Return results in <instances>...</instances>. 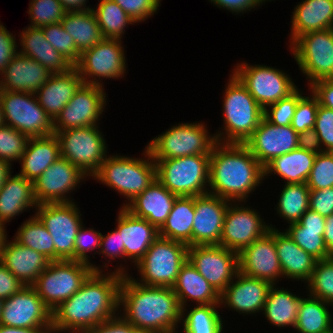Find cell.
Segmentation results:
<instances>
[{
  "label": "cell",
  "instance_id": "cell-1",
  "mask_svg": "<svg viewBox=\"0 0 333 333\" xmlns=\"http://www.w3.org/2000/svg\"><path fill=\"white\" fill-rule=\"evenodd\" d=\"M126 267L121 263L113 272L93 271L76 293L52 311V333H85L118 315L120 285L123 275L129 274Z\"/></svg>",
  "mask_w": 333,
  "mask_h": 333
},
{
  "label": "cell",
  "instance_id": "cell-2",
  "mask_svg": "<svg viewBox=\"0 0 333 333\" xmlns=\"http://www.w3.org/2000/svg\"><path fill=\"white\" fill-rule=\"evenodd\" d=\"M119 311L124 319L144 333L179 331L182 308L173 289L143 285L134 281L132 274L123 275Z\"/></svg>",
  "mask_w": 333,
  "mask_h": 333
},
{
  "label": "cell",
  "instance_id": "cell-3",
  "mask_svg": "<svg viewBox=\"0 0 333 333\" xmlns=\"http://www.w3.org/2000/svg\"><path fill=\"white\" fill-rule=\"evenodd\" d=\"M264 180V167L245 144H214L210 153L208 193L230 202H247Z\"/></svg>",
  "mask_w": 333,
  "mask_h": 333
},
{
  "label": "cell",
  "instance_id": "cell-4",
  "mask_svg": "<svg viewBox=\"0 0 333 333\" xmlns=\"http://www.w3.org/2000/svg\"><path fill=\"white\" fill-rule=\"evenodd\" d=\"M223 93L224 126L214 134L216 142L244 144L264 117V109L232 72Z\"/></svg>",
  "mask_w": 333,
  "mask_h": 333
},
{
  "label": "cell",
  "instance_id": "cell-5",
  "mask_svg": "<svg viewBox=\"0 0 333 333\" xmlns=\"http://www.w3.org/2000/svg\"><path fill=\"white\" fill-rule=\"evenodd\" d=\"M142 153V158L109 154L91 177L126 198L122 207L128 205L156 180L155 161L147 147Z\"/></svg>",
  "mask_w": 333,
  "mask_h": 333
},
{
  "label": "cell",
  "instance_id": "cell-6",
  "mask_svg": "<svg viewBox=\"0 0 333 333\" xmlns=\"http://www.w3.org/2000/svg\"><path fill=\"white\" fill-rule=\"evenodd\" d=\"M156 179L178 197L208 193L210 155L154 160Z\"/></svg>",
  "mask_w": 333,
  "mask_h": 333
},
{
  "label": "cell",
  "instance_id": "cell-7",
  "mask_svg": "<svg viewBox=\"0 0 333 333\" xmlns=\"http://www.w3.org/2000/svg\"><path fill=\"white\" fill-rule=\"evenodd\" d=\"M188 247L159 236L134 266L140 277L134 281L147 286L172 288L182 265L188 260Z\"/></svg>",
  "mask_w": 333,
  "mask_h": 333
},
{
  "label": "cell",
  "instance_id": "cell-8",
  "mask_svg": "<svg viewBox=\"0 0 333 333\" xmlns=\"http://www.w3.org/2000/svg\"><path fill=\"white\" fill-rule=\"evenodd\" d=\"M216 143L204 122L178 123L154 137L146 145L153 160L192 155H210Z\"/></svg>",
  "mask_w": 333,
  "mask_h": 333
},
{
  "label": "cell",
  "instance_id": "cell-9",
  "mask_svg": "<svg viewBox=\"0 0 333 333\" xmlns=\"http://www.w3.org/2000/svg\"><path fill=\"white\" fill-rule=\"evenodd\" d=\"M99 125L54 131L62 158L78 167L88 178L100 168L107 155V142Z\"/></svg>",
  "mask_w": 333,
  "mask_h": 333
},
{
  "label": "cell",
  "instance_id": "cell-10",
  "mask_svg": "<svg viewBox=\"0 0 333 333\" xmlns=\"http://www.w3.org/2000/svg\"><path fill=\"white\" fill-rule=\"evenodd\" d=\"M92 272L91 265L84 262L52 261L31 286L53 311L76 293Z\"/></svg>",
  "mask_w": 333,
  "mask_h": 333
},
{
  "label": "cell",
  "instance_id": "cell-11",
  "mask_svg": "<svg viewBox=\"0 0 333 333\" xmlns=\"http://www.w3.org/2000/svg\"><path fill=\"white\" fill-rule=\"evenodd\" d=\"M75 203L40 204L34 210L53 238L54 261H75V239L84 223Z\"/></svg>",
  "mask_w": 333,
  "mask_h": 333
},
{
  "label": "cell",
  "instance_id": "cell-12",
  "mask_svg": "<svg viewBox=\"0 0 333 333\" xmlns=\"http://www.w3.org/2000/svg\"><path fill=\"white\" fill-rule=\"evenodd\" d=\"M308 87L322 79H333V28L299 36L290 46Z\"/></svg>",
  "mask_w": 333,
  "mask_h": 333
},
{
  "label": "cell",
  "instance_id": "cell-13",
  "mask_svg": "<svg viewBox=\"0 0 333 333\" xmlns=\"http://www.w3.org/2000/svg\"><path fill=\"white\" fill-rule=\"evenodd\" d=\"M234 67L231 72L263 109L288 97L298 87L287 71L272 66L241 61Z\"/></svg>",
  "mask_w": 333,
  "mask_h": 333
},
{
  "label": "cell",
  "instance_id": "cell-14",
  "mask_svg": "<svg viewBox=\"0 0 333 333\" xmlns=\"http://www.w3.org/2000/svg\"><path fill=\"white\" fill-rule=\"evenodd\" d=\"M5 125L29 138L54 135V121L39 105L35 93L0 90Z\"/></svg>",
  "mask_w": 333,
  "mask_h": 333
},
{
  "label": "cell",
  "instance_id": "cell-15",
  "mask_svg": "<svg viewBox=\"0 0 333 333\" xmlns=\"http://www.w3.org/2000/svg\"><path fill=\"white\" fill-rule=\"evenodd\" d=\"M121 39L103 38L80 54L74 65L83 84L104 87L103 79H121L126 75L127 60ZM102 80V81H101Z\"/></svg>",
  "mask_w": 333,
  "mask_h": 333
},
{
  "label": "cell",
  "instance_id": "cell-16",
  "mask_svg": "<svg viewBox=\"0 0 333 333\" xmlns=\"http://www.w3.org/2000/svg\"><path fill=\"white\" fill-rule=\"evenodd\" d=\"M246 202H230L223 222L220 246L240 253L244 248L264 236L270 229L257 209Z\"/></svg>",
  "mask_w": 333,
  "mask_h": 333
},
{
  "label": "cell",
  "instance_id": "cell-17",
  "mask_svg": "<svg viewBox=\"0 0 333 333\" xmlns=\"http://www.w3.org/2000/svg\"><path fill=\"white\" fill-rule=\"evenodd\" d=\"M188 260L219 294L239 272L238 253L220 245L189 246Z\"/></svg>",
  "mask_w": 333,
  "mask_h": 333
},
{
  "label": "cell",
  "instance_id": "cell-18",
  "mask_svg": "<svg viewBox=\"0 0 333 333\" xmlns=\"http://www.w3.org/2000/svg\"><path fill=\"white\" fill-rule=\"evenodd\" d=\"M104 87L82 84L54 120V131L99 125L107 106Z\"/></svg>",
  "mask_w": 333,
  "mask_h": 333
},
{
  "label": "cell",
  "instance_id": "cell-19",
  "mask_svg": "<svg viewBox=\"0 0 333 333\" xmlns=\"http://www.w3.org/2000/svg\"><path fill=\"white\" fill-rule=\"evenodd\" d=\"M87 177L78 167L60 157L33 181L37 204L74 202L70 193Z\"/></svg>",
  "mask_w": 333,
  "mask_h": 333
},
{
  "label": "cell",
  "instance_id": "cell-20",
  "mask_svg": "<svg viewBox=\"0 0 333 333\" xmlns=\"http://www.w3.org/2000/svg\"><path fill=\"white\" fill-rule=\"evenodd\" d=\"M0 324L20 328H52V311L32 286L24 285L3 300Z\"/></svg>",
  "mask_w": 333,
  "mask_h": 333
},
{
  "label": "cell",
  "instance_id": "cell-21",
  "mask_svg": "<svg viewBox=\"0 0 333 333\" xmlns=\"http://www.w3.org/2000/svg\"><path fill=\"white\" fill-rule=\"evenodd\" d=\"M239 272L277 285L283 278L274 242V228L238 254Z\"/></svg>",
  "mask_w": 333,
  "mask_h": 333
},
{
  "label": "cell",
  "instance_id": "cell-22",
  "mask_svg": "<svg viewBox=\"0 0 333 333\" xmlns=\"http://www.w3.org/2000/svg\"><path fill=\"white\" fill-rule=\"evenodd\" d=\"M244 144L265 167L274 158L298 148V133L291 125H273L263 117L252 136Z\"/></svg>",
  "mask_w": 333,
  "mask_h": 333
},
{
  "label": "cell",
  "instance_id": "cell-23",
  "mask_svg": "<svg viewBox=\"0 0 333 333\" xmlns=\"http://www.w3.org/2000/svg\"><path fill=\"white\" fill-rule=\"evenodd\" d=\"M229 200L206 193L194 196L192 246L220 245L224 216Z\"/></svg>",
  "mask_w": 333,
  "mask_h": 333
},
{
  "label": "cell",
  "instance_id": "cell-24",
  "mask_svg": "<svg viewBox=\"0 0 333 333\" xmlns=\"http://www.w3.org/2000/svg\"><path fill=\"white\" fill-rule=\"evenodd\" d=\"M235 280V281H234ZM272 284L238 272L227 288L220 294V306L236 313L255 315L262 313Z\"/></svg>",
  "mask_w": 333,
  "mask_h": 333
},
{
  "label": "cell",
  "instance_id": "cell-25",
  "mask_svg": "<svg viewBox=\"0 0 333 333\" xmlns=\"http://www.w3.org/2000/svg\"><path fill=\"white\" fill-rule=\"evenodd\" d=\"M117 214L115 229L120 234L121 249H125V263L128 260L135 266L159 237V230L125 207L120 206Z\"/></svg>",
  "mask_w": 333,
  "mask_h": 333
},
{
  "label": "cell",
  "instance_id": "cell-26",
  "mask_svg": "<svg viewBox=\"0 0 333 333\" xmlns=\"http://www.w3.org/2000/svg\"><path fill=\"white\" fill-rule=\"evenodd\" d=\"M0 262L24 285L31 286L51 262L43 254L6 238Z\"/></svg>",
  "mask_w": 333,
  "mask_h": 333
},
{
  "label": "cell",
  "instance_id": "cell-27",
  "mask_svg": "<svg viewBox=\"0 0 333 333\" xmlns=\"http://www.w3.org/2000/svg\"><path fill=\"white\" fill-rule=\"evenodd\" d=\"M50 75L38 61L17 53L0 73V90L36 93Z\"/></svg>",
  "mask_w": 333,
  "mask_h": 333
},
{
  "label": "cell",
  "instance_id": "cell-28",
  "mask_svg": "<svg viewBox=\"0 0 333 333\" xmlns=\"http://www.w3.org/2000/svg\"><path fill=\"white\" fill-rule=\"evenodd\" d=\"M270 228H274V242L283 279L303 281L306 284L311 278L317 259L299 247L284 230L280 232L272 224Z\"/></svg>",
  "mask_w": 333,
  "mask_h": 333
},
{
  "label": "cell",
  "instance_id": "cell-29",
  "mask_svg": "<svg viewBox=\"0 0 333 333\" xmlns=\"http://www.w3.org/2000/svg\"><path fill=\"white\" fill-rule=\"evenodd\" d=\"M18 37L21 46L18 53L38 61L50 74L66 73L74 67L47 41L41 27L28 26L18 34Z\"/></svg>",
  "mask_w": 333,
  "mask_h": 333
},
{
  "label": "cell",
  "instance_id": "cell-30",
  "mask_svg": "<svg viewBox=\"0 0 333 333\" xmlns=\"http://www.w3.org/2000/svg\"><path fill=\"white\" fill-rule=\"evenodd\" d=\"M177 197L156 179L125 208L133 215L146 219L159 230L166 222Z\"/></svg>",
  "mask_w": 333,
  "mask_h": 333
},
{
  "label": "cell",
  "instance_id": "cell-31",
  "mask_svg": "<svg viewBox=\"0 0 333 333\" xmlns=\"http://www.w3.org/2000/svg\"><path fill=\"white\" fill-rule=\"evenodd\" d=\"M82 84L80 74L73 67L66 73L51 74L35 96L39 105L54 121Z\"/></svg>",
  "mask_w": 333,
  "mask_h": 333
},
{
  "label": "cell",
  "instance_id": "cell-32",
  "mask_svg": "<svg viewBox=\"0 0 333 333\" xmlns=\"http://www.w3.org/2000/svg\"><path fill=\"white\" fill-rule=\"evenodd\" d=\"M290 44L301 35L333 28V0H302L291 15Z\"/></svg>",
  "mask_w": 333,
  "mask_h": 333
},
{
  "label": "cell",
  "instance_id": "cell-33",
  "mask_svg": "<svg viewBox=\"0 0 333 333\" xmlns=\"http://www.w3.org/2000/svg\"><path fill=\"white\" fill-rule=\"evenodd\" d=\"M172 289L181 308H188L189 301L196 305L220 304V294L189 260L182 265Z\"/></svg>",
  "mask_w": 333,
  "mask_h": 333
},
{
  "label": "cell",
  "instance_id": "cell-34",
  "mask_svg": "<svg viewBox=\"0 0 333 333\" xmlns=\"http://www.w3.org/2000/svg\"><path fill=\"white\" fill-rule=\"evenodd\" d=\"M37 206L33 182L18 173H11L0 189V223L5 226L27 209Z\"/></svg>",
  "mask_w": 333,
  "mask_h": 333
},
{
  "label": "cell",
  "instance_id": "cell-35",
  "mask_svg": "<svg viewBox=\"0 0 333 333\" xmlns=\"http://www.w3.org/2000/svg\"><path fill=\"white\" fill-rule=\"evenodd\" d=\"M288 227V228H287ZM285 232L305 252L317 260L331 257L326 249L323 235L325 230V217L308 209L299 222L289 224Z\"/></svg>",
  "mask_w": 333,
  "mask_h": 333
},
{
  "label": "cell",
  "instance_id": "cell-36",
  "mask_svg": "<svg viewBox=\"0 0 333 333\" xmlns=\"http://www.w3.org/2000/svg\"><path fill=\"white\" fill-rule=\"evenodd\" d=\"M60 157V145L55 134L29 138L19 162L21 170L18 174L33 182Z\"/></svg>",
  "mask_w": 333,
  "mask_h": 333
},
{
  "label": "cell",
  "instance_id": "cell-37",
  "mask_svg": "<svg viewBox=\"0 0 333 333\" xmlns=\"http://www.w3.org/2000/svg\"><path fill=\"white\" fill-rule=\"evenodd\" d=\"M316 155L301 148L280 155L264 167V179L276 174L285 184L306 183Z\"/></svg>",
  "mask_w": 333,
  "mask_h": 333
},
{
  "label": "cell",
  "instance_id": "cell-38",
  "mask_svg": "<svg viewBox=\"0 0 333 333\" xmlns=\"http://www.w3.org/2000/svg\"><path fill=\"white\" fill-rule=\"evenodd\" d=\"M302 298L303 296L296 295L284 287L272 285L262 311L266 322L269 321L270 325L278 328L294 329Z\"/></svg>",
  "mask_w": 333,
  "mask_h": 333
},
{
  "label": "cell",
  "instance_id": "cell-39",
  "mask_svg": "<svg viewBox=\"0 0 333 333\" xmlns=\"http://www.w3.org/2000/svg\"><path fill=\"white\" fill-rule=\"evenodd\" d=\"M194 215V196L177 197L159 236L192 246Z\"/></svg>",
  "mask_w": 333,
  "mask_h": 333
},
{
  "label": "cell",
  "instance_id": "cell-40",
  "mask_svg": "<svg viewBox=\"0 0 333 333\" xmlns=\"http://www.w3.org/2000/svg\"><path fill=\"white\" fill-rule=\"evenodd\" d=\"M61 24L65 31L74 39L77 51L80 54L103 39L92 9L66 12Z\"/></svg>",
  "mask_w": 333,
  "mask_h": 333
},
{
  "label": "cell",
  "instance_id": "cell-41",
  "mask_svg": "<svg viewBox=\"0 0 333 333\" xmlns=\"http://www.w3.org/2000/svg\"><path fill=\"white\" fill-rule=\"evenodd\" d=\"M301 299L294 329L298 333H333V305L306 295Z\"/></svg>",
  "mask_w": 333,
  "mask_h": 333
},
{
  "label": "cell",
  "instance_id": "cell-42",
  "mask_svg": "<svg viewBox=\"0 0 333 333\" xmlns=\"http://www.w3.org/2000/svg\"><path fill=\"white\" fill-rule=\"evenodd\" d=\"M220 304L195 305L188 311L182 308L181 327L183 333H225Z\"/></svg>",
  "mask_w": 333,
  "mask_h": 333
},
{
  "label": "cell",
  "instance_id": "cell-43",
  "mask_svg": "<svg viewBox=\"0 0 333 333\" xmlns=\"http://www.w3.org/2000/svg\"><path fill=\"white\" fill-rule=\"evenodd\" d=\"M309 193L306 183L285 184L275 205L276 214L288 224L299 222L309 209Z\"/></svg>",
  "mask_w": 333,
  "mask_h": 333
},
{
  "label": "cell",
  "instance_id": "cell-44",
  "mask_svg": "<svg viewBox=\"0 0 333 333\" xmlns=\"http://www.w3.org/2000/svg\"><path fill=\"white\" fill-rule=\"evenodd\" d=\"M93 13L96 16L103 38L121 39L124 38L125 28L128 25H135L128 14L113 0L98 1Z\"/></svg>",
  "mask_w": 333,
  "mask_h": 333
},
{
  "label": "cell",
  "instance_id": "cell-45",
  "mask_svg": "<svg viewBox=\"0 0 333 333\" xmlns=\"http://www.w3.org/2000/svg\"><path fill=\"white\" fill-rule=\"evenodd\" d=\"M30 217L17 229L14 240L43 254L51 262L54 261V241L51 234L36 215Z\"/></svg>",
  "mask_w": 333,
  "mask_h": 333
},
{
  "label": "cell",
  "instance_id": "cell-46",
  "mask_svg": "<svg viewBox=\"0 0 333 333\" xmlns=\"http://www.w3.org/2000/svg\"><path fill=\"white\" fill-rule=\"evenodd\" d=\"M307 285L308 295L333 305V256L317 260Z\"/></svg>",
  "mask_w": 333,
  "mask_h": 333
},
{
  "label": "cell",
  "instance_id": "cell-47",
  "mask_svg": "<svg viewBox=\"0 0 333 333\" xmlns=\"http://www.w3.org/2000/svg\"><path fill=\"white\" fill-rule=\"evenodd\" d=\"M30 25L44 27L60 23L66 11L59 0H30L29 9Z\"/></svg>",
  "mask_w": 333,
  "mask_h": 333
},
{
  "label": "cell",
  "instance_id": "cell-48",
  "mask_svg": "<svg viewBox=\"0 0 333 333\" xmlns=\"http://www.w3.org/2000/svg\"><path fill=\"white\" fill-rule=\"evenodd\" d=\"M29 137L8 125L0 126V159L8 162L19 161L25 153Z\"/></svg>",
  "mask_w": 333,
  "mask_h": 333
},
{
  "label": "cell",
  "instance_id": "cell-49",
  "mask_svg": "<svg viewBox=\"0 0 333 333\" xmlns=\"http://www.w3.org/2000/svg\"><path fill=\"white\" fill-rule=\"evenodd\" d=\"M84 225L80 227L75 239V261L91 265L93 271H103L101 266H97L91 262L90 255H88V252L91 253L92 251L94 254H98L102 233L93 227L88 228Z\"/></svg>",
  "mask_w": 333,
  "mask_h": 333
},
{
  "label": "cell",
  "instance_id": "cell-50",
  "mask_svg": "<svg viewBox=\"0 0 333 333\" xmlns=\"http://www.w3.org/2000/svg\"><path fill=\"white\" fill-rule=\"evenodd\" d=\"M45 38L65 58L75 65L80 53L77 51L74 39L65 31L61 22L42 27Z\"/></svg>",
  "mask_w": 333,
  "mask_h": 333
},
{
  "label": "cell",
  "instance_id": "cell-51",
  "mask_svg": "<svg viewBox=\"0 0 333 333\" xmlns=\"http://www.w3.org/2000/svg\"><path fill=\"white\" fill-rule=\"evenodd\" d=\"M301 91L297 88L288 97L267 106L264 109V118L273 125H291L298 100L303 96V91Z\"/></svg>",
  "mask_w": 333,
  "mask_h": 333
},
{
  "label": "cell",
  "instance_id": "cell-52",
  "mask_svg": "<svg viewBox=\"0 0 333 333\" xmlns=\"http://www.w3.org/2000/svg\"><path fill=\"white\" fill-rule=\"evenodd\" d=\"M306 184L310 190L333 187V152L324 151L316 155Z\"/></svg>",
  "mask_w": 333,
  "mask_h": 333
},
{
  "label": "cell",
  "instance_id": "cell-53",
  "mask_svg": "<svg viewBox=\"0 0 333 333\" xmlns=\"http://www.w3.org/2000/svg\"><path fill=\"white\" fill-rule=\"evenodd\" d=\"M318 105V99L312 92H310V95L307 96L304 94L298 100L296 110L291 121V126L297 133L314 128Z\"/></svg>",
  "mask_w": 333,
  "mask_h": 333
},
{
  "label": "cell",
  "instance_id": "cell-54",
  "mask_svg": "<svg viewBox=\"0 0 333 333\" xmlns=\"http://www.w3.org/2000/svg\"><path fill=\"white\" fill-rule=\"evenodd\" d=\"M134 20L144 22L157 13L161 0H113Z\"/></svg>",
  "mask_w": 333,
  "mask_h": 333
},
{
  "label": "cell",
  "instance_id": "cell-55",
  "mask_svg": "<svg viewBox=\"0 0 333 333\" xmlns=\"http://www.w3.org/2000/svg\"><path fill=\"white\" fill-rule=\"evenodd\" d=\"M314 130L324 151L333 152V110L318 105Z\"/></svg>",
  "mask_w": 333,
  "mask_h": 333
},
{
  "label": "cell",
  "instance_id": "cell-56",
  "mask_svg": "<svg viewBox=\"0 0 333 333\" xmlns=\"http://www.w3.org/2000/svg\"><path fill=\"white\" fill-rule=\"evenodd\" d=\"M98 255L103 256L107 261L104 262V265H101L107 271L109 270V263L114 262V260L116 261V258L117 260L120 258L124 259L125 262V249H121L120 234L115 228L107 234H102Z\"/></svg>",
  "mask_w": 333,
  "mask_h": 333
},
{
  "label": "cell",
  "instance_id": "cell-57",
  "mask_svg": "<svg viewBox=\"0 0 333 333\" xmlns=\"http://www.w3.org/2000/svg\"><path fill=\"white\" fill-rule=\"evenodd\" d=\"M309 209L324 217L333 214V187L310 190Z\"/></svg>",
  "mask_w": 333,
  "mask_h": 333
},
{
  "label": "cell",
  "instance_id": "cell-58",
  "mask_svg": "<svg viewBox=\"0 0 333 333\" xmlns=\"http://www.w3.org/2000/svg\"><path fill=\"white\" fill-rule=\"evenodd\" d=\"M85 333H144L136 329L132 324H130L126 319H124L120 314L101 322L91 329L87 330Z\"/></svg>",
  "mask_w": 333,
  "mask_h": 333
},
{
  "label": "cell",
  "instance_id": "cell-59",
  "mask_svg": "<svg viewBox=\"0 0 333 333\" xmlns=\"http://www.w3.org/2000/svg\"><path fill=\"white\" fill-rule=\"evenodd\" d=\"M18 39L0 22V73L18 53Z\"/></svg>",
  "mask_w": 333,
  "mask_h": 333
},
{
  "label": "cell",
  "instance_id": "cell-60",
  "mask_svg": "<svg viewBox=\"0 0 333 333\" xmlns=\"http://www.w3.org/2000/svg\"><path fill=\"white\" fill-rule=\"evenodd\" d=\"M210 3L218 8L226 9L232 14L240 15L251 11L252 9H257L263 4L262 0H208Z\"/></svg>",
  "mask_w": 333,
  "mask_h": 333
},
{
  "label": "cell",
  "instance_id": "cell-61",
  "mask_svg": "<svg viewBox=\"0 0 333 333\" xmlns=\"http://www.w3.org/2000/svg\"><path fill=\"white\" fill-rule=\"evenodd\" d=\"M307 88L317 97L319 105L333 110V79L318 80Z\"/></svg>",
  "mask_w": 333,
  "mask_h": 333
},
{
  "label": "cell",
  "instance_id": "cell-62",
  "mask_svg": "<svg viewBox=\"0 0 333 333\" xmlns=\"http://www.w3.org/2000/svg\"><path fill=\"white\" fill-rule=\"evenodd\" d=\"M23 286L24 284L0 262V299L5 300L11 297Z\"/></svg>",
  "mask_w": 333,
  "mask_h": 333
},
{
  "label": "cell",
  "instance_id": "cell-63",
  "mask_svg": "<svg viewBox=\"0 0 333 333\" xmlns=\"http://www.w3.org/2000/svg\"><path fill=\"white\" fill-rule=\"evenodd\" d=\"M298 148L315 154L324 152L318 133L314 128L298 133Z\"/></svg>",
  "mask_w": 333,
  "mask_h": 333
},
{
  "label": "cell",
  "instance_id": "cell-64",
  "mask_svg": "<svg viewBox=\"0 0 333 333\" xmlns=\"http://www.w3.org/2000/svg\"><path fill=\"white\" fill-rule=\"evenodd\" d=\"M324 243L328 252L333 255V214L325 217Z\"/></svg>",
  "mask_w": 333,
  "mask_h": 333
},
{
  "label": "cell",
  "instance_id": "cell-65",
  "mask_svg": "<svg viewBox=\"0 0 333 333\" xmlns=\"http://www.w3.org/2000/svg\"><path fill=\"white\" fill-rule=\"evenodd\" d=\"M66 12L86 11L93 9L86 5L88 0H59Z\"/></svg>",
  "mask_w": 333,
  "mask_h": 333
},
{
  "label": "cell",
  "instance_id": "cell-66",
  "mask_svg": "<svg viewBox=\"0 0 333 333\" xmlns=\"http://www.w3.org/2000/svg\"><path fill=\"white\" fill-rule=\"evenodd\" d=\"M0 333H52V328H20L0 324Z\"/></svg>",
  "mask_w": 333,
  "mask_h": 333
},
{
  "label": "cell",
  "instance_id": "cell-67",
  "mask_svg": "<svg viewBox=\"0 0 333 333\" xmlns=\"http://www.w3.org/2000/svg\"><path fill=\"white\" fill-rule=\"evenodd\" d=\"M11 170L12 166L8 162L0 159V189L4 185L7 177L13 173Z\"/></svg>",
  "mask_w": 333,
  "mask_h": 333
},
{
  "label": "cell",
  "instance_id": "cell-68",
  "mask_svg": "<svg viewBox=\"0 0 333 333\" xmlns=\"http://www.w3.org/2000/svg\"><path fill=\"white\" fill-rule=\"evenodd\" d=\"M5 228H6V226H4L0 223V250H1L2 246L4 245V242L8 236Z\"/></svg>",
  "mask_w": 333,
  "mask_h": 333
},
{
  "label": "cell",
  "instance_id": "cell-69",
  "mask_svg": "<svg viewBox=\"0 0 333 333\" xmlns=\"http://www.w3.org/2000/svg\"><path fill=\"white\" fill-rule=\"evenodd\" d=\"M5 121H4V115H3V109H2V103L0 101V126L4 125Z\"/></svg>",
  "mask_w": 333,
  "mask_h": 333
},
{
  "label": "cell",
  "instance_id": "cell-70",
  "mask_svg": "<svg viewBox=\"0 0 333 333\" xmlns=\"http://www.w3.org/2000/svg\"><path fill=\"white\" fill-rule=\"evenodd\" d=\"M2 303H3V300L0 299V315H1Z\"/></svg>",
  "mask_w": 333,
  "mask_h": 333
},
{
  "label": "cell",
  "instance_id": "cell-71",
  "mask_svg": "<svg viewBox=\"0 0 333 333\" xmlns=\"http://www.w3.org/2000/svg\"><path fill=\"white\" fill-rule=\"evenodd\" d=\"M262 1H263V3L265 4L266 1H267V2L269 1V2H270V1H274V0H262Z\"/></svg>",
  "mask_w": 333,
  "mask_h": 333
},
{
  "label": "cell",
  "instance_id": "cell-72",
  "mask_svg": "<svg viewBox=\"0 0 333 333\" xmlns=\"http://www.w3.org/2000/svg\"><path fill=\"white\" fill-rule=\"evenodd\" d=\"M168 333H180V332H178V331H173V332H168Z\"/></svg>",
  "mask_w": 333,
  "mask_h": 333
}]
</instances>
